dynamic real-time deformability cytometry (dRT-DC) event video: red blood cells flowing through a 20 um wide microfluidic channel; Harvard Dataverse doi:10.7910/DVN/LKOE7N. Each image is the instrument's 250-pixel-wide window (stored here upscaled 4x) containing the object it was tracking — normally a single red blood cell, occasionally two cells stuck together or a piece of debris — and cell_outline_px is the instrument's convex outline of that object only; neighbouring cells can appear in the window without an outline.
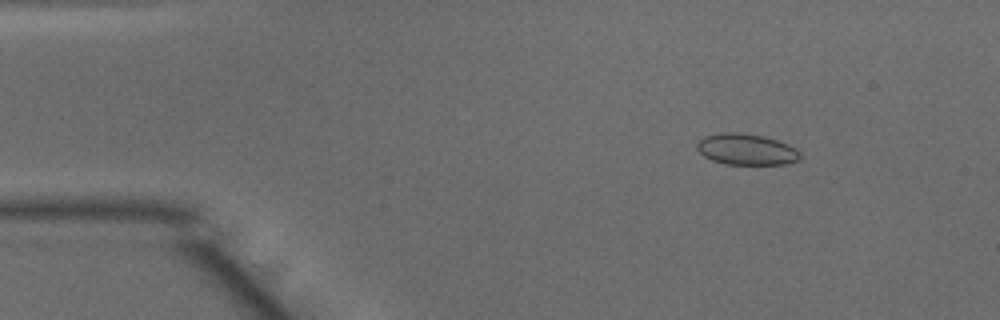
{"species": "common noctule bat (a hibernating species)", "species_latin": "Nyctalus noctula", "temperature_condition": "warm", "stored_images_in_passage": 50, "camera_frame_rate_fps": 3000, "um_per_image_px": 0.085, "animal": {"sex": "male", "body_mass_g": 15.6}, "frame": {"image": 1, "passage_image": 7, "time_ms": 2.0, "image_size_px": [1000, 320], "cell_outline_px": [[800, 160], [784, 164], [724, 164], [712, 160], [704, 156], [696, 148], [696, 144], [704, 136], [724, 132], [740, 132], [764, 136], [788, 144], [796, 148], [800, 152]], "centroid_in_image_um": [63.44, 12.69], "position_along_channel_um": 21.6, "area_um2": 18.79}}
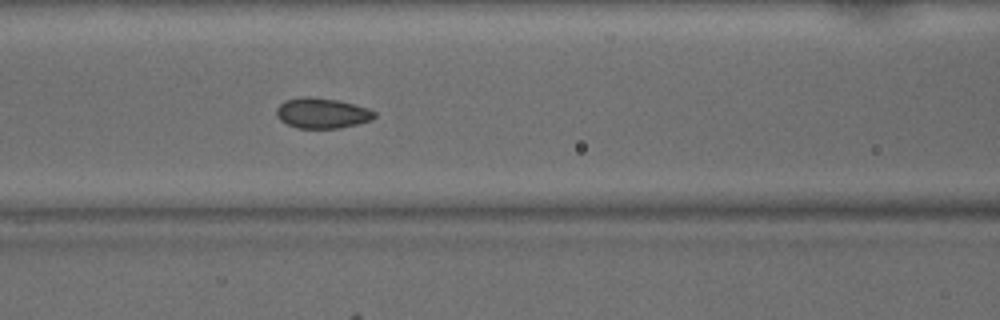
{"frame": {"image": 2, "passage_image": 21, "time_ms": 6.667, "image_size_px": [1000, 320], "cell_outline_px": [[376, 116], [372, 120], [340, 128], [296, 128], [280, 120], [276, 116], [276, 108], [284, 100], [304, 96], [308, 96], [340, 100], [368, 108], [376, 112]], "centroid_in_image_um": [27.37, 9.61], "position_along_channel_um": 139.2, "area_um2": 17.51}}
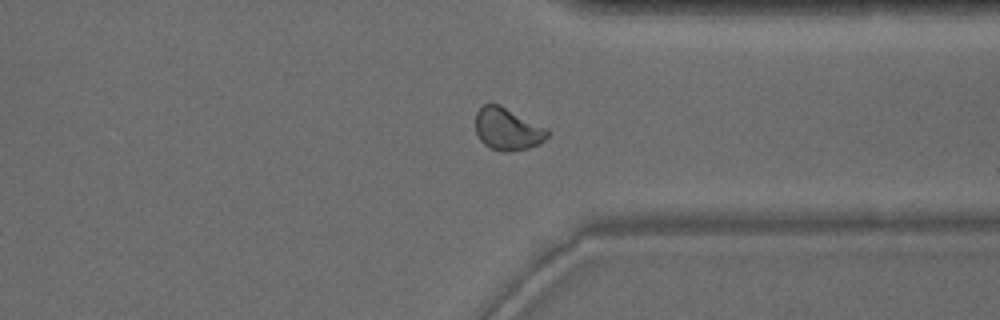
{"frame": {"image": 3, "passage_image": 38, "time_ms": 12.333, "image_size_px": [1000, 320], "cell_outline_px": [[548, 136], [540, 144], [528, 148], [504, 152], [492, 148], [484, 144], [480, 140], [476, 132], [476, 112], [484, 104], [500, 104], [548, 128]], "centroid_in_image_um": [43.15, 10.96], "position_along_channel_um": 368.2, "area_um2": 17.74}, "authors_computed_cell_mechanics": {"area_um2": 17.7735, "velocity_mm_per_s": 4.07, "shape_relaxation_time_tau1_ms": 4.389, "shape_relaxation_time_tau2_ms": 1.0945, "deformation_change_tau1": 0.0787, "deformation_change_tau2": 0.0346}}